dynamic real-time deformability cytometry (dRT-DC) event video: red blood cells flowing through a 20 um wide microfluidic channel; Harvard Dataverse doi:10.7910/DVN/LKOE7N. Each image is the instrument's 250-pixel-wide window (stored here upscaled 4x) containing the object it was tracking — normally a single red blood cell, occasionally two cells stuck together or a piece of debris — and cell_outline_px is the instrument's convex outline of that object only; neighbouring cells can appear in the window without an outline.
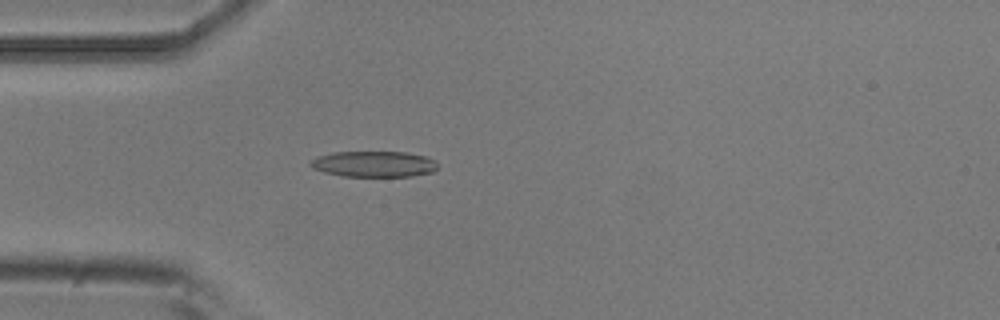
{"species": "common noctule bat (a hibernating species)", "species_latin": "Nyctalus noctula", "temperature_condition": "room temperature", "stored_images_in_passage": 5, "camera_frame_rate_fps": 3000, "um_per_image_px": 0.085, "animal": {"sex": "male", "body_mass_g": 20.5, "forearm_length_mm": 52.5}, "frame": {"image": 1, "passage_image": 5, "time_ms": 1.333, "image_size_px": [1000, 320], "cell_outline_px": [[436, 168], [432, 172], [412, 176], [344, 176], [324, 172], [312, 168], [308, 164], [316, 156], [332, 152], [408, 152], [428, 156], [436, 160]], "centroid_in_image_um": [31.78, 13.93], "position_along_channel_um": 53.2, "area_um2": 19.31}}